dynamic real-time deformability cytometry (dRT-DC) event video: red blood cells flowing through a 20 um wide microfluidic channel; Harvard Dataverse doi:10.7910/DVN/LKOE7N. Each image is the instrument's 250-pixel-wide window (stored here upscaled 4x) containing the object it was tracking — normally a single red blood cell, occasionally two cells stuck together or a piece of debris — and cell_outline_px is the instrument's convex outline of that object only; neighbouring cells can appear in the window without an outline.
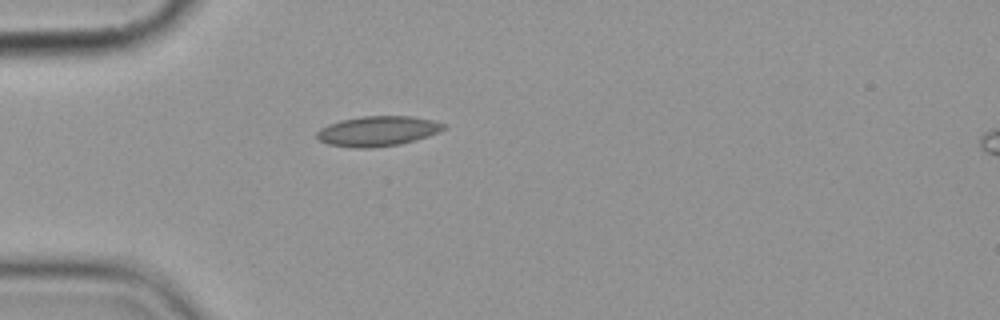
{"species": "common noctule bat (a hibernating species)", "species_latin": "Nyctalus noctula", "temperature_condition": "cold", "stored_images_in_passage": 1, "camera_frame_rate_fps": 3000, "um_per_image_px": 0.085, "animal": {"sex": "female", "body_mass_g": 19.9}, "frame": {"image": 1, "passage_image": 1, "time_ms": 0.0, "image_size_px": [1000, 320], "cell_outline_px": [[448, 128], [440, 132], [416, 140], [400, 144], [372, 148], [356, 148], [328, 144], [320, 140], [316, 136], [316, 132], [320, 128], [328, 124], [340, 120], [360, 116], [412, 116], [432, 120], [448, 124]], "centroid_in_image_um": [32.14, 11.14], "position_along_channel_um": 52.9, "area_um2": 22.48}}